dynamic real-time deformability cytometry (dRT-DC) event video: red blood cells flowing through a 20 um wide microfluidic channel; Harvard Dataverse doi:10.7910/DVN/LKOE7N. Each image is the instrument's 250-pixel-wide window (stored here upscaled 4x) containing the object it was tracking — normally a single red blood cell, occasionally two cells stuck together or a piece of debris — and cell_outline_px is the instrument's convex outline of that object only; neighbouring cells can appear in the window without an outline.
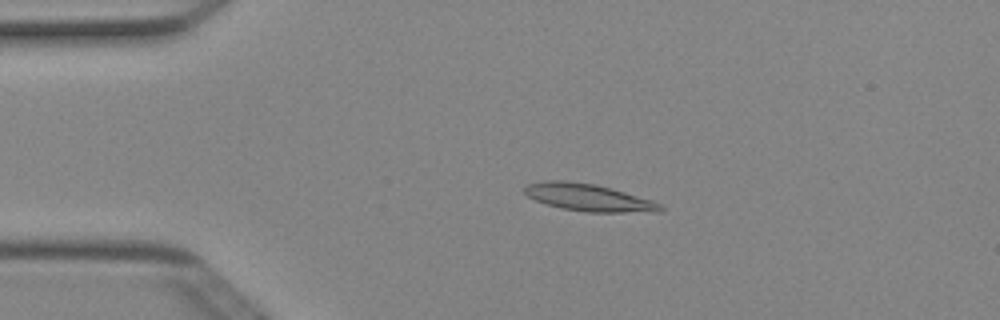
{"species": "Egyptian fruit bat (a non-hibernating species)", "species_latin": "Rousettus aegyptiacus", "temperature_condition": "cold", "stored_images_in_passage": 49, "camera_frame_rate_fps": 3000, "um_per_image_px": 0.085, "animal": {"sex": "female"}, "frame": {"image": 1, "passage_image": 9, "time_ms": 2.667, "image_size_px": [1000, 320], "cell_outline_px": [[664, 208], [660, 212], [588, 212], [560, 208], [536, 200], [528, 196], [520, 188], [528, 184], [544, 180], [564, 180], [596, 184], [612, 188], [652, 200], [660, 204]], "centroid_in_image_um": [50.01, 16.78], "position_along_channel_um": 35.0, "area_um2": 21.68}}
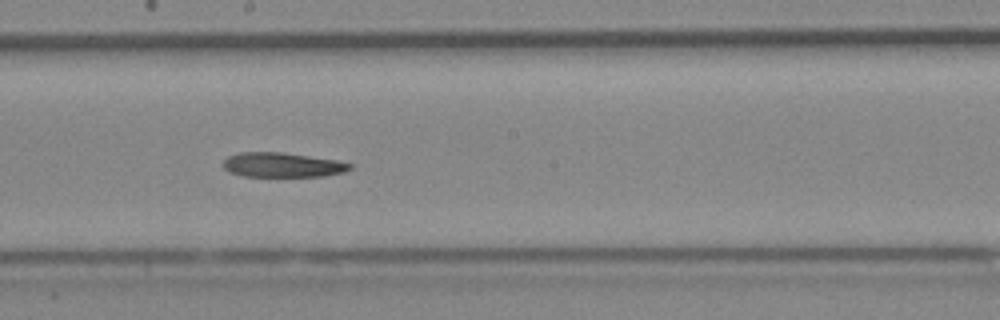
{"frame": {"image": 2, "passage_image": 26, "time_ms": 8.333, "image_size_px": [1000, 320], "cell_outline_px": [[352, 168], [344, 172], [324, 176], [244, 176], [232, 172], [224, 168], [224, 160], [228, 156], [240, 152], [280, 152], [336, 160], [352, 164]], "centroid_in_image_um": [24.02, 14.01], "position_along_channel_um": 224.2, "area_um2": 17.92}}
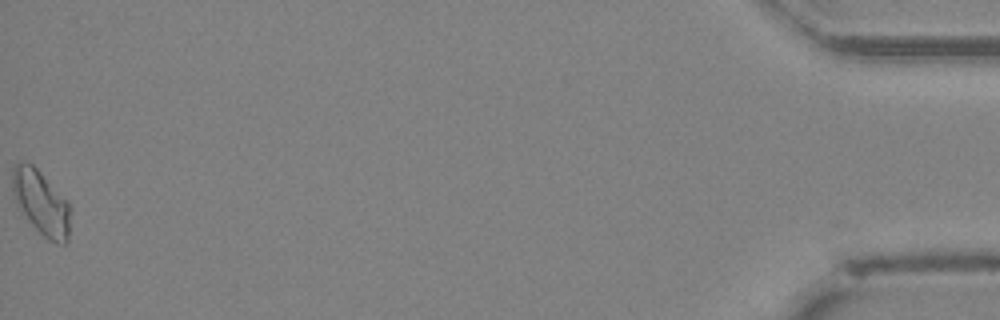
{"frame": {"image": 3, "passage_image": 49, "time_ms": 16.0, "image_size_px": [1000, 320], "cell_outline_px": [[68, 244], [56, 244], [48, 240], [28, 220], [20, 208], [12, 192], [12, 168], [16, 164], [24, 160], [32, 164], [68, 200]], "centroid_in_image_um": [3.48, 17.21], "position_along_channel_um": 431.7, "area_um2": 21.44}, "authors_computed_cell_mechanics": {"area_um2": 19.8832, "velocity_mm_per_s": 4.0089, "shape_relaxation_time_tau1_ms": 6.0815, "shape_relaxation_time_tau2_ms": null, "deformation_change_tau1": 0.1384, "deformation_change_tau2": null}}